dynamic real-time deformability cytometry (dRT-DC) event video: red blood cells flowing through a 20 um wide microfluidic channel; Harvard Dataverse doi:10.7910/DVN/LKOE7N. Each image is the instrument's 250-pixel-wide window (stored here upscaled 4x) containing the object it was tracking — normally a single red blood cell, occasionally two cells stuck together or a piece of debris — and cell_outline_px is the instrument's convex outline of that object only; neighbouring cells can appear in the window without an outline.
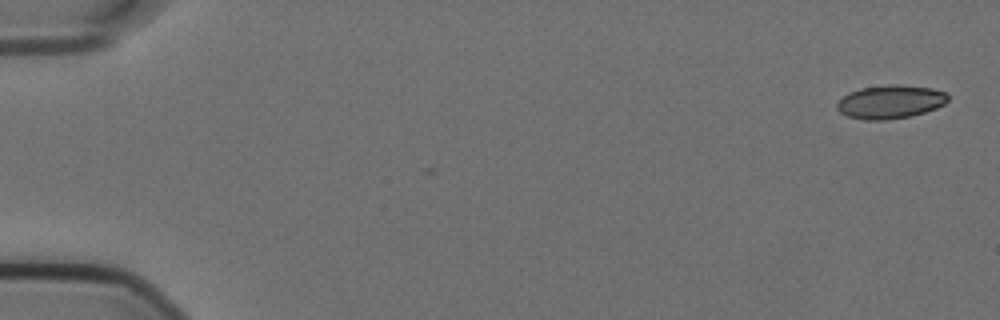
{"species": "Egyptian fruit bat (a non-hibernating species)", "species_latin": "Rousettus aegyptiacus", "temperature_condition": "cold", "stored_images_in_passage": 2, "camera_frame_rate_fps": 3000, "um_per_image_px": 0.085, "animal": {"sex": "female"}, "frame": {"image": 1, "passage_image": 2, "time_ms": 0.333, "image_size_px": [1000, 320], "cell_outline_px": [[948, 100], [944, 104], [936, 108], [924, 112], [908, 116], [884, 120], [864, 120], [848, 116], [840, 112], [836, 108], [836, 104], [848, 92], [860, 88], [888, 84], [900, 84], [932, 88], [944, 92], [948, 96]], "centroid_in_image_um": [75.66, 8.64], "position_along_channel_um": 9.3, "area_um2": 21.62}}